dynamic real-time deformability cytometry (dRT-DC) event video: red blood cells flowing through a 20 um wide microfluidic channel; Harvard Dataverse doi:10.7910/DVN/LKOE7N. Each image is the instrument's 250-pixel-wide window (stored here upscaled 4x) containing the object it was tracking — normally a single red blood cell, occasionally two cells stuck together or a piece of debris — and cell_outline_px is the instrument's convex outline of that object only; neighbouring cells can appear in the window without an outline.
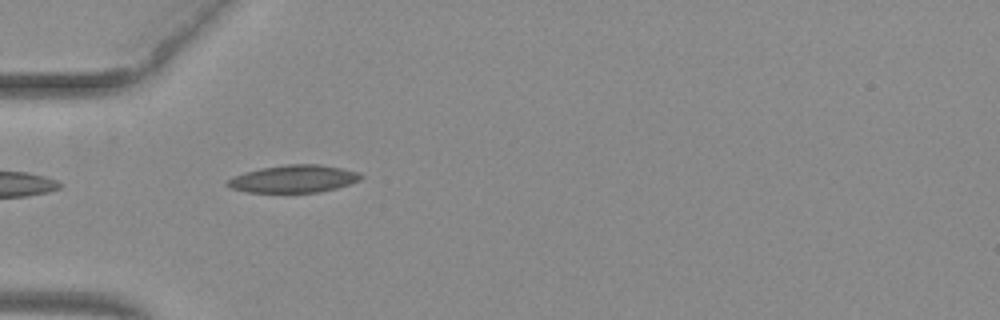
{"species": "common noctule bat (a hibernating species)", "species_latin": "Nyctalus noctula", "temperature_condition": "warm", "stored_images_in_passage": 37, "camera_frame_rate_fps": 3000, "um_per_image_px": 0.085, "animal": {"sex": "female", "body_mass_g": 29.2, "forearm_length_mm": 56.3}, "frame": {"image": 1, "passage_image": 1, "time_ms": 0.0, "image_size_px": [1000, 320], "cell_outline_px": [[364, 176], [360, 180], [336, 188], [320, 192], [248, 192], [232, 188], [224, 184], [228, 180], [244, 172], [260, 168], [288, 164], [320, 164], [340, 168], [356, 172]], "centroid_in_image_um": [24.96, 15.2], "position_along_channel_um": 60.0, "area_um2": 21.15}}
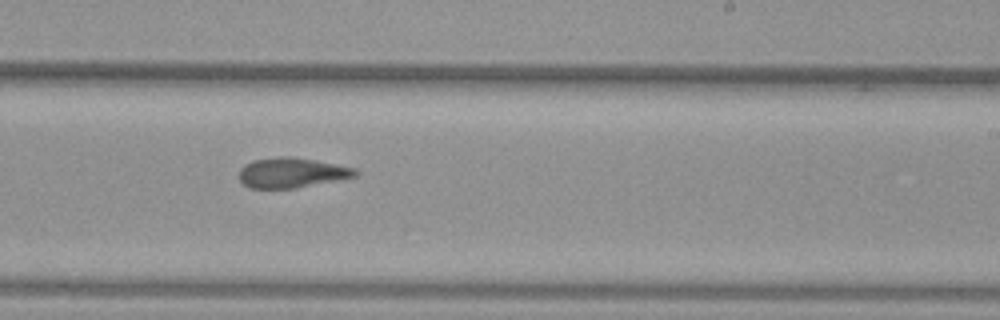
{"frame": {"image": 2, "passage_image": 17, "time_ms": 5.333, "image_size_px": [1000, 320], "cell_outline_px": [[360, 172], [356, 176], [296, 188], [248, 188], [240, 180], [240, 168], [244, 164], [252, 160], [276, 156], [288, 156], [312, 160], [356, 168]], "centroid_in_image_um": [24.76, 14.68], "position_along_channel_um": 264.2, "area_um2": 20.23}}
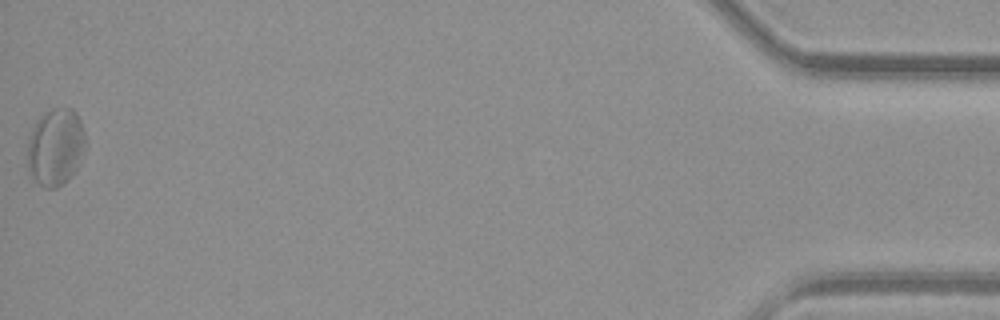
{"frame": {"image": 3, "passage_image": 37, "time_ms": 12.0, "image_size_px": [1000, 320], "cell_outline_px": [[84, 144], [76, 168], [64, 184], [56, 188], [44, 188], [28, 172], [28, 136], [36, 120], [44, 112], [52, 108], [72, 108], [76, 112], [80, 120], [84, 132]], "centroid_in_image_um": [4.68, 12.47], "position_along_channel_um": 430.5, "area_um2": 25.89}, "authors_computed_cell_mechanics": {"area_um2": 20.7502, "velocity_mm_per_s": 3.9275, "shape_relaxation_time_tau1_ms": null, "shape_relaxation_time_tau2_ms": 2.4868, "deformation_change_tau1": null, "deformation_change_tau2": 0.1001}}